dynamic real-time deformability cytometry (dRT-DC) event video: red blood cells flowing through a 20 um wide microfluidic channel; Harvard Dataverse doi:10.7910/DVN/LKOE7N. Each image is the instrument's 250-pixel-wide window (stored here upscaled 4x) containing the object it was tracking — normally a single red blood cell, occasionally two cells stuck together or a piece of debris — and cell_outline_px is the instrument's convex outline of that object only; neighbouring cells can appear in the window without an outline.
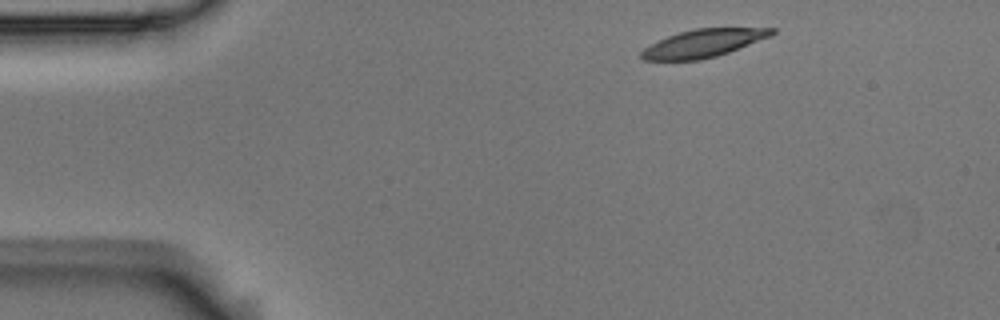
{"species": "Egyptian fruit bat (a non-hibernating species)", "species_latin": "Rousettus aegyptiacus", "temperature_condition": "room temperature", "stored_images_in_passage": 5, "camera_frame_rate_fps": 3000, "um_per_image_px": 0.085, "animal": {"sex": "male"}, "frame": {"image": 1, "passage_image": 1, "time_ms": 0.0, "image_size_px": [1000, 320], "cell_outline_px": [[776, 32], [772, 36], [728, 52], [716, 56], [700, 60], [644, 60], [640, 56], [640, 52], [644, 48], [668, 36], [680, 32], [696, 28], [776, 28]], "centroid_in_image_um": [59.81, 3.67], "position_along_channel_um": 25.2, "area_um2": 20.98}}
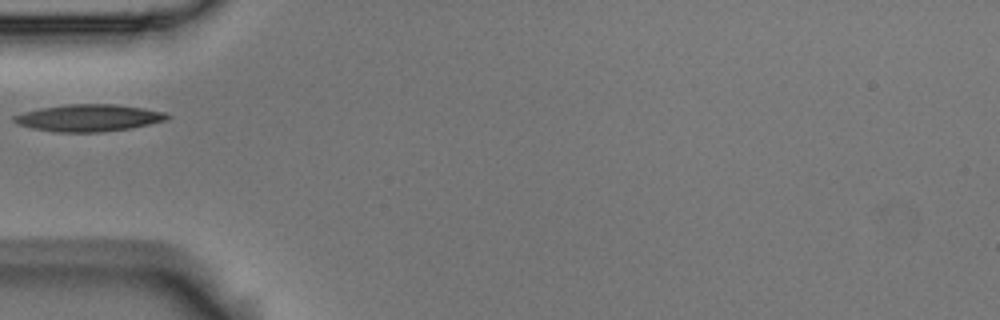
{"frame": {"image": 2, "passage_image": 4, "time_ms": 1.0, "image_size_px": [1000, 320], "cell_outline_px": [[172, 116], [168, 120], [132, 128], [100, 132], [52, 132], [32, 128], [16, 124], [12, 120], [12, 116], [24, 112], [40, 108], [68, 104], [116, 104], [144, 108], [168, 112]], "centroid_in_image_um": [7.58, 10.02], "position_along_channel_um": 77.4, "area_um2": 24.45}}
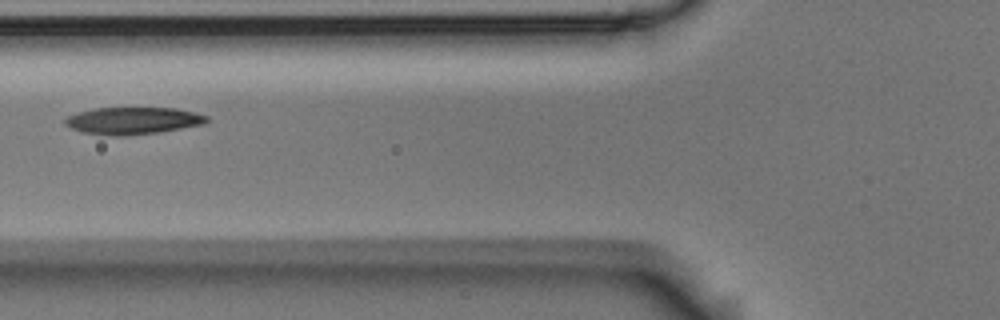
{"frame": {"image": 3, "passage_image": 5, "time_ms": 1.333, "image_size_px": [1000, 320], "cell_outline_px": [[208, 120], [204, 124], [160, 132], [116, 136], [84, 132], [72, 128], [64, 124], [64, 120], [68, 116], [76, 112], [96, 108], [176, 108], [196, 112], [208, 116]], "centroid_in_image_um": [11.32, 10.24], "position_along_channel_um": 114.5, "area_um2": 22.25}}